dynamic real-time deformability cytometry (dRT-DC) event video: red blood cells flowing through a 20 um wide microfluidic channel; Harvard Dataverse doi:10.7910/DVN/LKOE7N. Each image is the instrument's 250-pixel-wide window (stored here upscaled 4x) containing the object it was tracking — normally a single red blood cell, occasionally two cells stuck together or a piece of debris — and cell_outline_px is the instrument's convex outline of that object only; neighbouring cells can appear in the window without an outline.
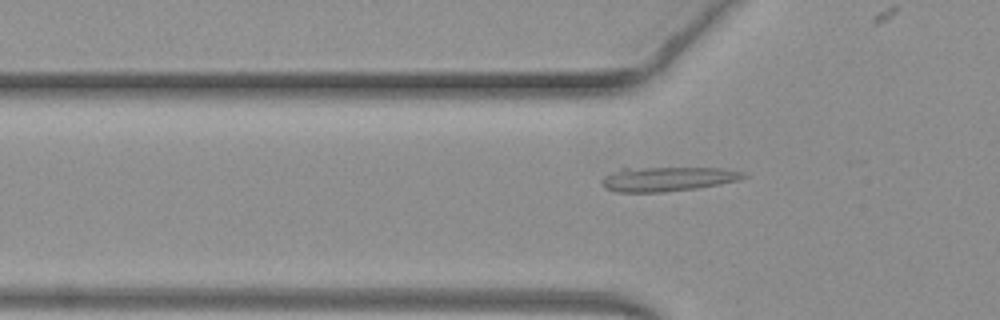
{"species": "common noctule bat (a hibernating species)", "species_latin": "Nyctalus noctula", "temperature_condition": "warm", "stored_images_in_passage": 28, "camera_frame_rate_fps": 3000, "um_per_image_px": 0.085, "animal": {"sex": "female", "body_mass_g": 19.3, "forearm_length_mm": 54.1}, "frame": {"image": 1, "passage_image": 17, "time_ms": 5.333, "image_size_px": [1000, 320], "cell_outline_px": [[748, 176], [736, 180], [720, 184], [696, 188], [660, 192], [616, 192], [604, 188], [600, 184], [600, 180], [604, 176], [620, 168], [724, 168], [744, 172]], "centroid_in_image_um": [56.68, 15.21], "position_along_channel_um": 69.1, "area_um2": 20.17}}
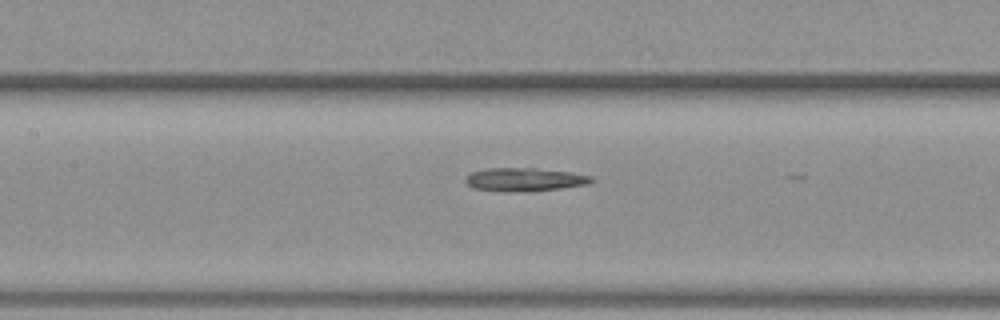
{"frame": {"image": 2, "passage_image": 24, "time_ms": 7.667, "image_size_px": [1000, 320], "cell_outline_px": [[596, 180], [588, 184], [532, 192], [504, 192], [472, 188], [464, 180], [472, 172], [484, 168], [536, 168], [572, 172], [592, 176]], "centroid_in_image_um": [44.61, 15.27], "position_along_channel_um": 162.8, "area_um2": 17.46}}
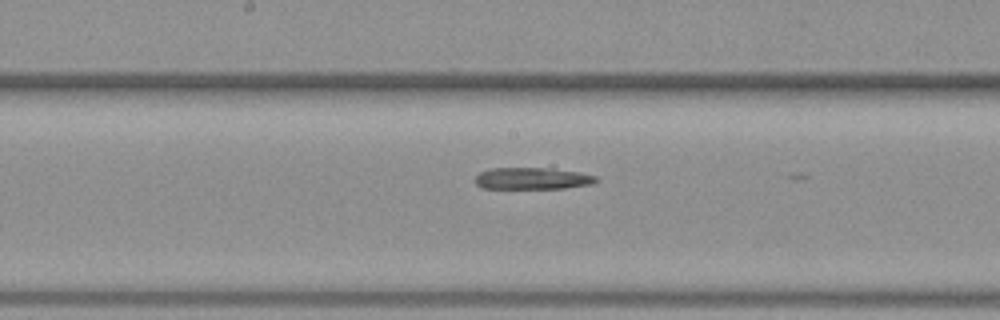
{"frame": {"image": 3, "passage_image": 27, "time_ms": 8.667, "image_size_px": [1000, 320], "cell_outline_px": [[600, 180], [592, 184], [564, 188], [480, 188], [472, 180], [480, 172], [488, 168], [552, 168], [576, 172], [596, 176]], "centroid_in_image_um": [45.2, 15.17], "position_along_channel_um": 203.0, "area_um2": 15.43}}